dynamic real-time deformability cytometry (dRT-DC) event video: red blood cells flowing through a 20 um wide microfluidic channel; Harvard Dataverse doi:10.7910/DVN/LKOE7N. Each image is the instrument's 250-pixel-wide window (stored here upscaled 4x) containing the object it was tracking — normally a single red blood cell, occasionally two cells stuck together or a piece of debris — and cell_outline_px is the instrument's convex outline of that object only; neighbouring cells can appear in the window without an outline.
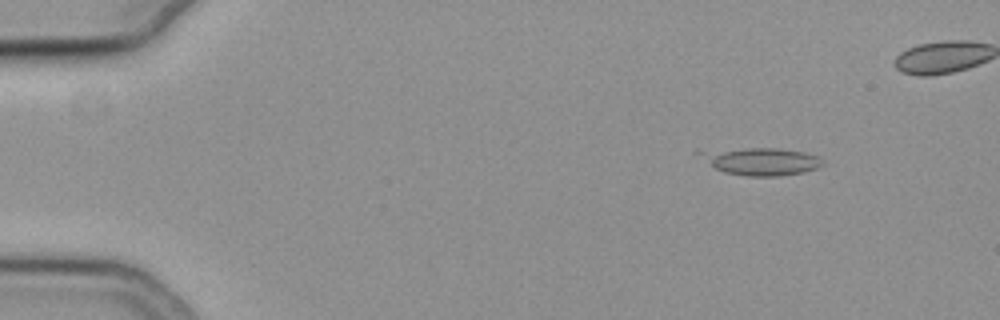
{"species": "common noctule bat (a hibernating species)", "species_latin": "Nyctalus noctula", "temperature_condition": "cold", "stored_images_in_passage": 47, "camera_frame_rate_fps": 3000, "um_per_image_px": 0.085, "animal": {"sex": "female", "body_mass_g": 19.3, "forearm_length_mm": 54.1}, "frame": {"image": 1, "passage_image": 4, "time_ms": 1.0, "image_size_px": [1000, 320], "cell_outline_px": [[824, 164], [816, 168], [804, 172], [780, 176], [748, 176], [724, 172], [716, 168], [692, 152], [744, 148], [780, 148], [804, 152], [820, 156]], "centroid_in_image_um": [64.71, 13.71], "position_along_channel_um": 20.3, "area_um2": 19.65}}
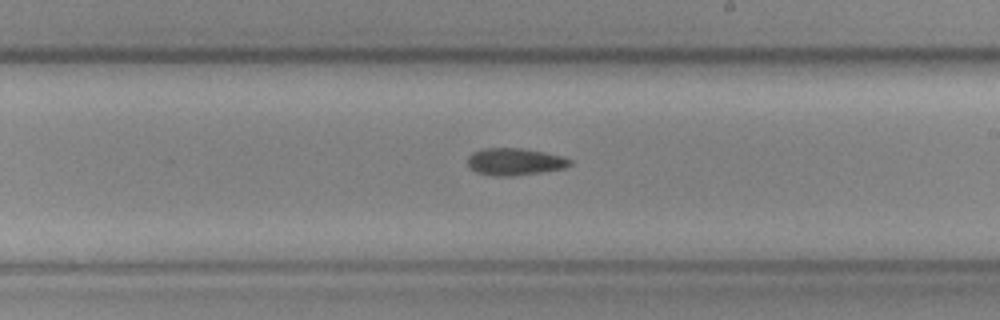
{"frame": {"image": 2, "passage_image": 30, "time_ms": 9.667, "image_size_px": [1000, 320], "cell_outline_px": [[572, 164], [564, 168], [540, 172], [512, 176], [492, 176], [476, 172], [468, 168], [468, 156], [472, 152], [484, 148], [520, 148], [544, 152], [560, 156], [572, 160]], "centroid_in_image_um": [43.71, 13.75], "position_along_channel_um": 245.3, "area_um2": 16.18}}
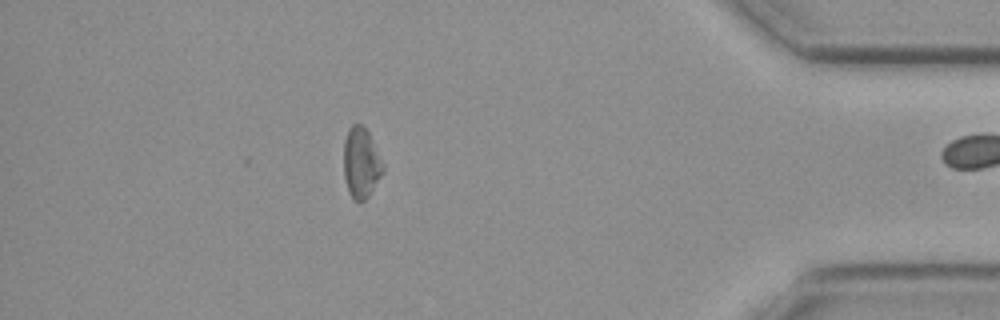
{"frame": {"image": 3, "passage_image": 46, "time_ms": 15.0, "image_size_px": [1000, 320], "cell_outline_px": [[384, 172], [368, 196], [360, 204], [352, 200], [348, 192], [344, 176], [344, 140], [348, 128], [352, 124], [360, 124], [368, 132], [384, 164]], "centroid_in_image_um": [30.68, 13.88], "position_along_channel_um": 404.5, "area_um2": 16.3}}